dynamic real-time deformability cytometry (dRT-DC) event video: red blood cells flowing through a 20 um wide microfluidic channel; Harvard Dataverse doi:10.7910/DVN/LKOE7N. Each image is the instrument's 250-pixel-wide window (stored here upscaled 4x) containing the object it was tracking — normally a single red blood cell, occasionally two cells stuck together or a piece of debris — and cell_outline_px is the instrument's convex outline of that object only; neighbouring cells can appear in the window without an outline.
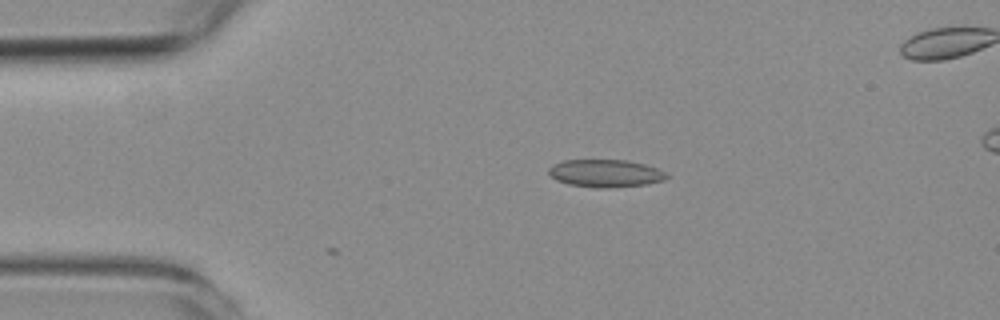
{"species": "common noctule bat (a hibernating species)", "species_latin": "Nyctalus noctula", "temperature_condition": "room temperature", "stored_images_in_passage": 2, "camera_frame_rate_fps": 3000, "um_per_image_px": 0.085, "animal": {"sex": "female", "body_mass_g": 19.3, "forearm_length_mm": 54.1}, "frame": {"image": 1, "passage_image": 2, "time_ms": 0.333, "image_size_px": [1000, 320], "cell_outline_px": [[668, 176], [664, 180], [648, 184], [612, 188], [596, 188], [568, 184], [556, 180], [548, 172], [548, 168], [552, 164], [564, 160], [628, 160], [644, 164], [656, 168], [664, 172]], "centroid_in_image_um": [51.44, 14.74], "position_along_channel_um": 33.6, "area_um2": 19.07}}